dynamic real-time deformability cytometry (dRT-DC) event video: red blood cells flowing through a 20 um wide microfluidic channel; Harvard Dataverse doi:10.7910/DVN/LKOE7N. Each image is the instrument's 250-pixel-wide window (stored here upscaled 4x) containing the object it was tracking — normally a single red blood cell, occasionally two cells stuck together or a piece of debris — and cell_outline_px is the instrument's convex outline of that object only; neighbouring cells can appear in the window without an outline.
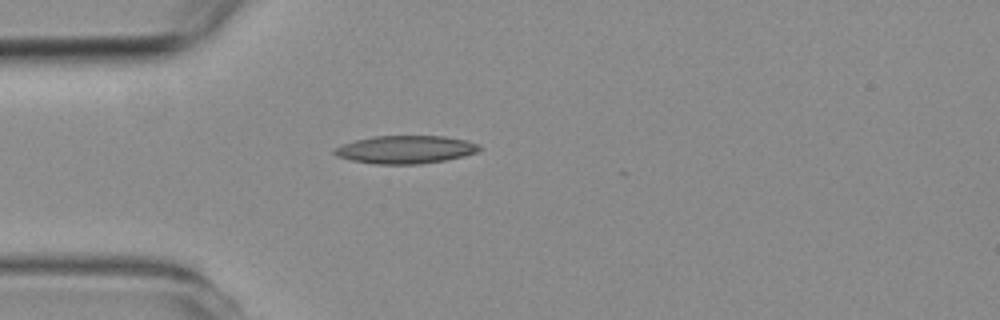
{"species": "common noctule bat (a hibernating species)", "species_latin": "Nyctalus noctula", "temperature_condition": "room temperature", "stored_images_in_passage": 41, "camera_frame_rate_fps": 3000, "um_per_image_px": 0.085, "animal": {"sex": "female", "body_mass_g": 19.3, "forearm_length_mm": 54.1}, "frame": {"image": 1, "passage_image": 1, "time_ms": 0.0, "image_size_px": [1000, 320], "cell_outline_px": [[484, 148], [476, 152], [464, 156], [444, 160], [420, 164], [376, 164], [352, 160], [336, 156], [332, 152], [336, 148], [344, 144], [356, 140], [372, 136], [444, 136], [468, 140], [480, 144]], "centroid_in_image_um": [34.52, 12.7], "position_along_channel_um": 50.5, "area_um2": 23.64}}
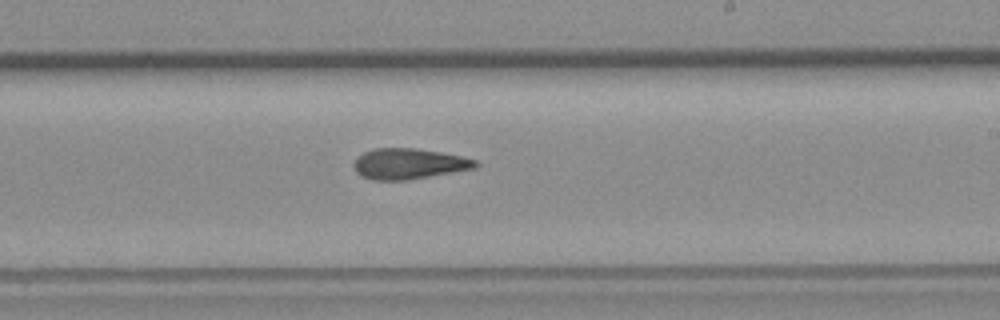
{"frame": {"image": 2, "passage_image": 18, "time_ms": 5.667, "image_size_px": [1000, 320], "cell_outline_px": [[480, 164], [476, 168], [408, 180], [372, 180], [360, 176], [356, 172], [352, 164], [356, 156], [372, 148], [416, 148], [440, 152], [460, 156], [476, 160]], "centroid_in_image_um": [34.7, 13.92], "position_along_channel_um": 254.3, "area_um2": 21.96}}
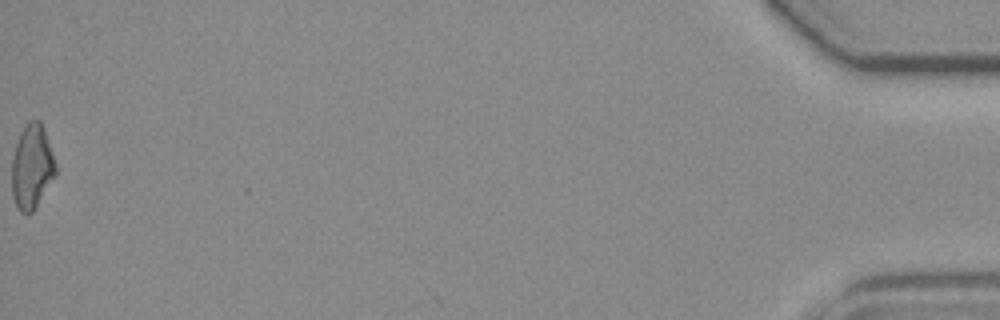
{"frame": {"image": 3, "passage_image": 41, "time_ms": 13.333, "image_size_px": [1000, 320], "cell_outline_px": [[56, 176], [32, 212], [20, 212], [12, 196], [12, 156], [20, 132], [24, 124], [28, 120], [40, 120], [44, 128], [56, 164]], "centroid_in_image_um": [2.71, 14.14], "position_along_channel_um": 432.5, "area_um2": 21.62}, "authors_computed_cell_mechanics": {"area_um2": 21.8484, "velocity_mm_per_s": 3.7513, "shape_relaxation_time_tau1_ms": null, "shape_relaxation_time_tau2_ms": 6.194, "deformation_change_tau1": null, "deformation_change_tau2": 0.1635}}